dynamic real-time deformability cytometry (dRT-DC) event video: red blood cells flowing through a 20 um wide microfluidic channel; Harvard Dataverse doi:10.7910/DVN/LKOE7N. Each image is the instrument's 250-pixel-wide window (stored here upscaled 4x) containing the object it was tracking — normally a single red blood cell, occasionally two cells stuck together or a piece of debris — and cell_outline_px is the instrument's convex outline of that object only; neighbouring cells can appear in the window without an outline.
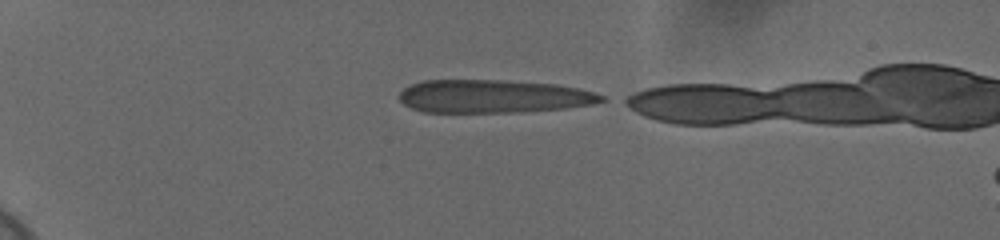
{"species": "human", "species_latin": "Homo sapiens", "temperature_condition": "cold", "stored_images_in_passage": 11, "camera_frame_rate_fps": 3000, "um_per_image_px": 0.085, "donor": {"sex": "female"}, "frame": {"image": 1, "passage_image": 1, "time_ms": 0.0, "image_size_px": [1000, 240], "cell_outline_px": [[608, 100], [592, 104], [564, 108], [520, 112], [424, 112], [412, 108], [404, 104], [400, 100], [400, 92], [404, 88], [412, 84], [424, 80], [504, 80], [556, 84], [576, 88], [592, 92], [604, 96]], "centroid_in_image_um": [41.93, 8.19], "position_along_channel_um": 43.1, "area_um2": 38.96}}
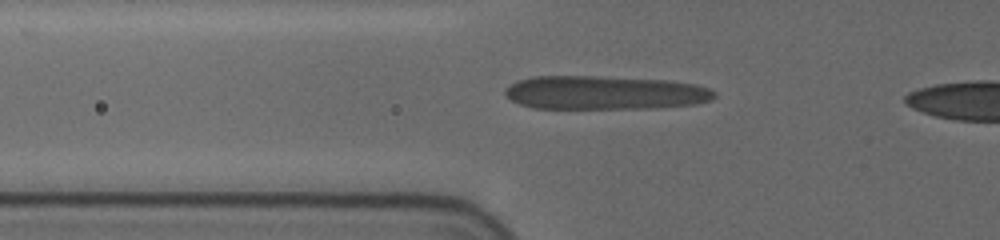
{"frame": {"image": 2, "passage_image": 8, "time_ms": 2.333, "image_size_px": [1000, 240], "cell_outline_px": [[716, 96], [712, 100], [696, 104], [648, 108], [532, 108], [520, 104], [512, 100], [504, 92], [504, 88], [516, 80], [532, 76], [592, 76], [668, 80], [696, 84], [708, 88], [716, 92]], "centroid_in_image_um": [51.39, 7.87], "position_along_channel_um": 74.4, "area_um2": 41.21}}